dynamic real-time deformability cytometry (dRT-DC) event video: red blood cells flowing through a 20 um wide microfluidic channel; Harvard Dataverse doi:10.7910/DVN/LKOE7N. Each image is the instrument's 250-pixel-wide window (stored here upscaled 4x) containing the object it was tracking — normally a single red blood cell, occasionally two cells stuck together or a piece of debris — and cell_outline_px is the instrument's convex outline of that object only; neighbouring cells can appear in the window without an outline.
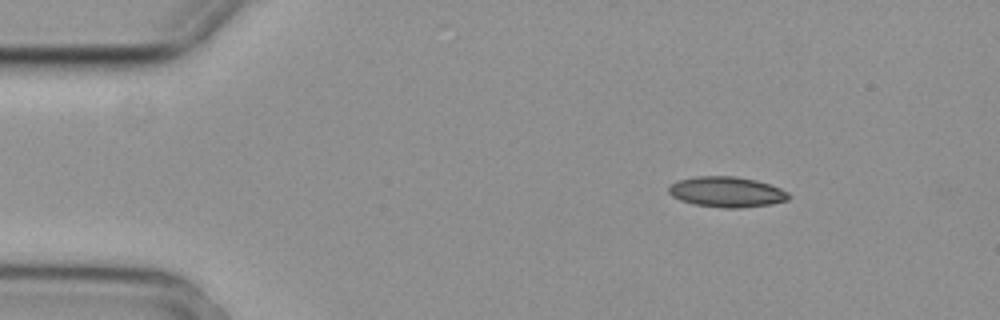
{"species": "common noctule bat (a hibernating species)", "species_latin": "Nyctalus noctula", "temperature_condition": "cold", "stored_images_in_passage": 5, "camera_frame_rate_fps": 3000, "um_per_image_px": 0.085, "animal": {"sex": "female", "body_mass_g": 29.2, "forearm_length_mm": 56.3}, "frame": {"image": 1, "passage_image": 2, "time_ms": 0.333, "image_size_px": [1000, 320], "cell_outline_px": [[792, 196], [788, 200], [772, 204], [740, 208], [724, 208], [696, 204], [680, 200], [672, 196], [668, 192], [668, 188], [676, 180], [696, 176], [736, 176], [756, 180], [780, 188], [788, 192]], "centroid_in_image_um": [61.78, 16.31], "position_along_channel_um": 23.2, "area_um2": 21.39}}
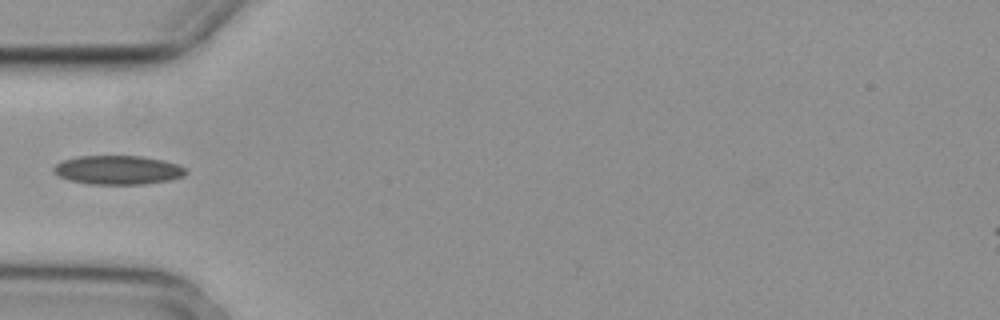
{"frame": {"image": 2, "passage_image": 4, "time_ms": 1.0, "image_size_px": [1000, 320], "cell_outline_px": [[188, 172], [184, 176], [172, 180], [144, 184], [88, 184], [68, 180], [52, 172], [52, 168], [56, 164], [64, 160], [80, 156], [140, 156], [164, 160], [180, 164]], "centroid_in_image_um": [10.05, 14.45], "position_along_channel_um": 74.9, "area_um2": 22.48}}
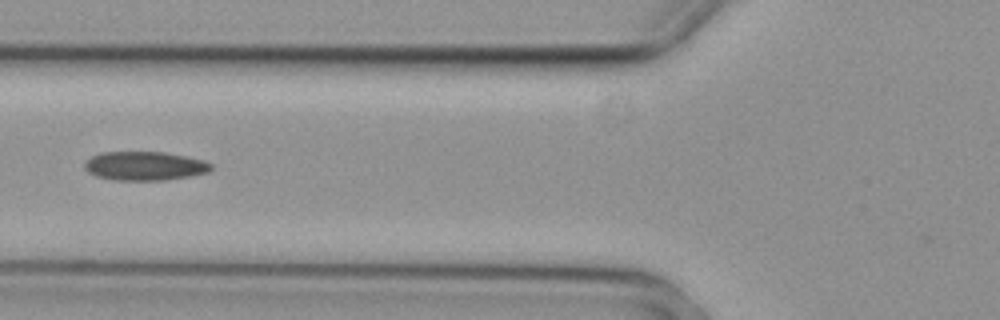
{"frame": {"image": 3, "passage_image": 5, "time_ms": 1.333, "image_size_px": [1000, 320], "cell_outline_px": [[212, 168], [208, 172], [188, 176], [164, 180], [112, 180], [96, 176], [88, 172], [84, 168], [84, 164], [92, 156], [100, 152], [164, 152], [204, 160], [212, 164]], "centroid_in_image_um": [12.28, 14.1], "position_along_channel_um": 113.5, "area_um2": 21.21}}